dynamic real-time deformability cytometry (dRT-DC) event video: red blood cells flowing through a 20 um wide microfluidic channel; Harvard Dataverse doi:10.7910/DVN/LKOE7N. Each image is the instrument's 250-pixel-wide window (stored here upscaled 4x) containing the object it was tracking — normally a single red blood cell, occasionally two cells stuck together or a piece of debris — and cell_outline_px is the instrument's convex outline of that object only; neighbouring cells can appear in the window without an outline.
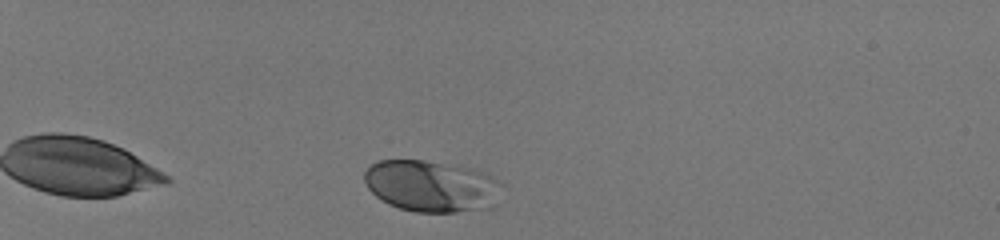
{"species": "human", "species_latin": "Homo sapiens", "temperature_condition": "room temperature", "stored_images_in_passage": 38, "camera_frame_rate_fps": 3000, "um_per_image_px": 0.085, "donor": {"sex": "male"}, "frame": {"image": 1, "passage_image": 4, "time_ms": 1.0, "image_size_px": [1000, 240], "cell_outline_px": [[496, 204], [492, 208], [456, 212], [416, 212], [400, 208], [388, 204], [376, 196], [368, 188], [364, 180], [364, 172], [376, 160], [424, 160], [460, 164], [488, 172], [496, 180]], "centroid_in_image_um": [36.65, 15.8], "position_along_channel_um": 48.4, "area_um2": 41.56}}
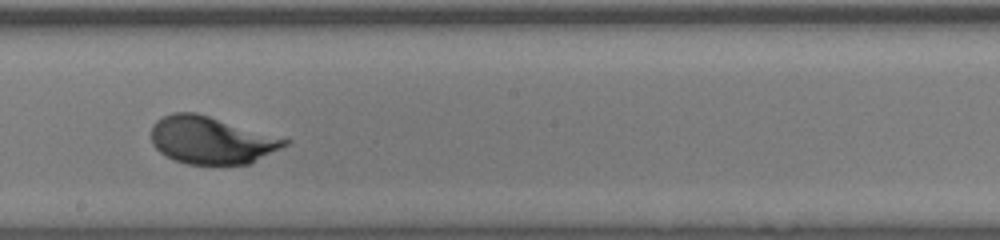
{"frame": {"image": 2, "passage_image": 23, "time_ms": 7.333, "image_size_px": [1000, 240], "cell_outline_px": [[292, 140], [288, 144], [248, 164], [188, 164], [176, 160], [160, 152], [152, 144], [152, 124], [156, 120], [172, 112], [196, 112]], "centroid_in_image_um": [17.95, 11.9], "position_along_channel_um": 230.3, "area_um2": 36.59}}
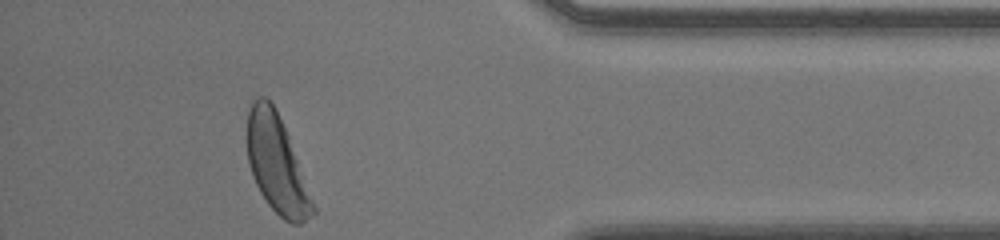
{"frame": {"image": 3, "passage_image": 38, "time_ms": 12.333, "image_size_px": [1000, 240], "cell_outline_px": [[316, 212], [312, 216], [300, 224], [292, 224], [284, 220], [268, 204], [260, 192], [252, 176], [248, 164], [248, 112], [252, 100], [260, 96], [264, 96], [276, 108], [288, 136], [316, 208]], "centroid_in_image_um": [23.52, 13.98], "position_along_channel_um": 411.7, "area_um2": 36.82}, "authors_computed_cell_mechanics": {"area_um2": 37.3966, "velocity_mm_per_s": 3.996, "shape_relaxation_time_tau1_ms": 2.3969, "shape_relaxation_time_tau2_ms": null, "deformation_change_tau1": 0.1346, "deformation_change_tau2": null}}